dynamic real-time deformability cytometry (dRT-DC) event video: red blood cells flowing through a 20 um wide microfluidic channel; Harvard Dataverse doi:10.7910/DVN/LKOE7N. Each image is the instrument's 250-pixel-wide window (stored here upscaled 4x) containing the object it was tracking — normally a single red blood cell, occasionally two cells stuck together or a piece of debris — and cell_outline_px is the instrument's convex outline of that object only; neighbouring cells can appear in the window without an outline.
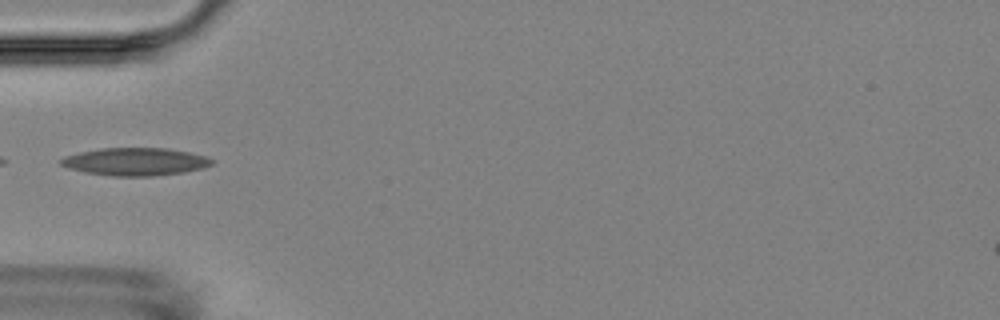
{"species": "Egyptian fruit bat (a non-hibernating species)", "species_latin": "Rousettus aegyptiacus", "temperature_condition": "room temperature", "stored_images_in_passage": 3, "camera_frame_rate_fps": 3000, "um_per_image_px": 0.085, "animal": {"sex": "female"}, "frame": {"image": 1, "passage_image": 1, "time_ms": 0.0, "image_size_px": [1000, 320], "cell_outline_px": [[216, 160], [212, 164], [204, 168], [184, 172], [152, 176], [112, 176], [84, 172], [68, 168], [60, 164], [60, 160], [64, 156], [80, 152], [100, 148], [168, 148], [188, 152], [204, 156]], "centroid_in_image_um": [11.5, 13.74], "position_along_channel_um": 73.5, "area_um2": 24.45}}